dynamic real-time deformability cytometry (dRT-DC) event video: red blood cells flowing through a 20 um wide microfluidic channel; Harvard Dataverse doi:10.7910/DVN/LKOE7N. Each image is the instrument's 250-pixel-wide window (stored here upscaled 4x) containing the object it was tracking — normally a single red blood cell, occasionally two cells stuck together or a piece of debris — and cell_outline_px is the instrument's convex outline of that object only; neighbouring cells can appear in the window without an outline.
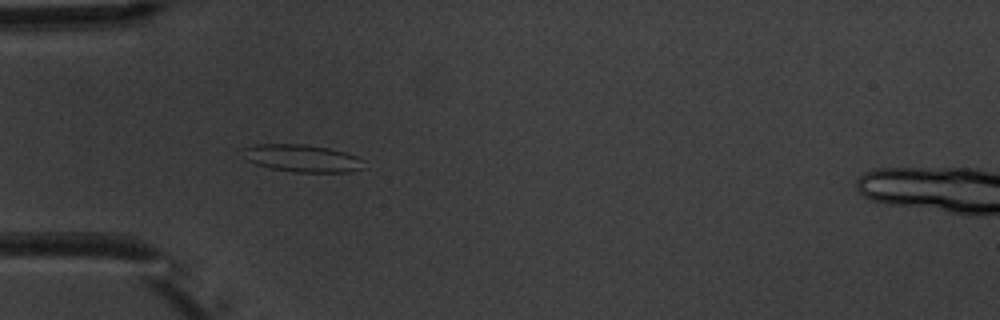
{"species": "common noctule bat (a hibernating species)", "species_latin": "Nyctalus noctula", "temperature_condition": "warm", "stored_images_in_passage": 4, "camera_frame_rate_fps": 3000, "um_per_image_px": 0.085, "animal": {"sex": "male", "body_mass_g": 20.1, "forearm_length_mm": 53.5}, "frame": {"image": 1, "passage_image": 3, "time_ms": 3.333, "image_size_px": [1000, 320], "cell_outline_px": [[368, 168], [348, 172], [292, 172], [272, 168], [256, 164], [244, 160], [240, 148], [256, 144], [304, 144], [328, 148], [344, 152], [356, 156], [364, 160]], "centroid_in_image_um": [25.68, 13.45], "position_along_channel_um": 59.3, "area_um2": 19.71}}